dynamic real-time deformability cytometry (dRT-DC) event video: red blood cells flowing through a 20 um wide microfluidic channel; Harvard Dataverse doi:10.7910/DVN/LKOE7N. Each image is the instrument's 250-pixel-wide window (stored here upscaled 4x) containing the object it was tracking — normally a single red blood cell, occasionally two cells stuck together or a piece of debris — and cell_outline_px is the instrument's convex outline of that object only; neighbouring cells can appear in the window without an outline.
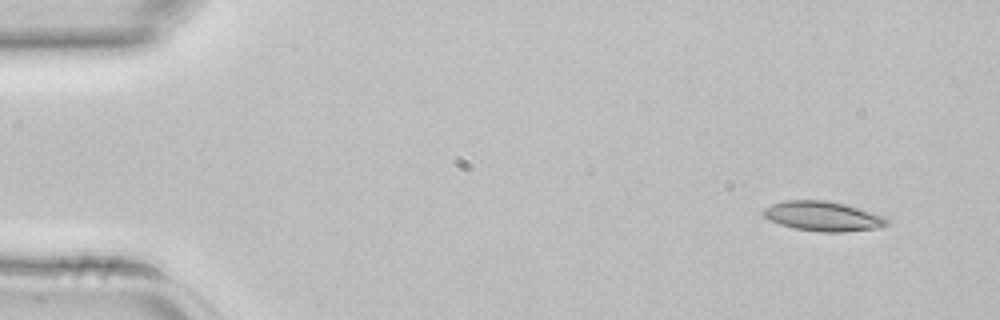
{"species": "common noctule bat (a hibernating species)", "species_latin": "Nyctalus noctula", "temperature_condition": "room temperature", "stored_images_in_passage": 4, "camera_frame_rate_fps": 3000, "um_per_image_px": 0.085, "animal": {"sex": "female", "body_mass_g": 22.7, "forearm_length_mm": 54.2}, "frame": {"image": 1, "passage_image": 1, "time_ms": 0.0, "image_size_px": [1000, 320], "cell_outline_px": [[888, 224], [880, 228], [840, 232], [820, 232], [792, 228], [768, 220], [760, 212], [764, 208], [772, 204], [784, 200], [824, 200], [844, 204], [884, 216], [888, 220]], "centroid_in_image_um": [69.9, 18.38], "position_along_channel_um": 15.1, "area_um2": 21.44}}